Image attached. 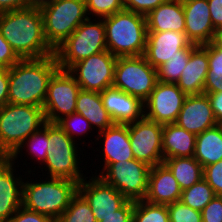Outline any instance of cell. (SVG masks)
<instances>
[{
    "label": "cell",
    "instance_id": "1",
    "mask_svg": "<svg viewBox=\"0 0 222 222\" xmlns=\"http://www.w3.org/2000/svg\"><path fill=\"white\" fill-rule=\"evenodd\" d=\"M2 36L21 59H39L54 55L44 36L40 8L28 7L0 13Z\"/></svg>",
    "mask_w": 222,
    "mask_h": 222
},
{
    "label": "cell",
    "instance_id": "2",
    "mask_svg": "<svg viewBox=\"0 0 222 222\" xmlns=\"http://www.w3.org/2000/svg\"><path fill=\"white\" fill-rule=\"evenodd\" d=\"M58 69L55 55L21 59L9 68L8 103L43 107L49 80Z\"/></svg>",
    "mask_w": 222,
    "mask_h": 222
},
{
    "label": "cell",
    "instance_id": "3",
    "mask_svg": "<svg viewBox=\"0 0 222 222\" xmlns=\"http://www.w3.org/2000/svg\"><path fill=\"white\" fill-rule=\"evenodd\" d=\"M107 50L115 57L144 55L147 40L145 15L122 10L103 18Z\"/></svg>",
    "mask_w": 222,
    "mask_h": 222
},
{
    "label": "cell",
    "instance_id": "4",
    "mask_svg": "<svg viewBox=\"0 0 222 222\" xmlns=\"http://www.w3.org/2000/svg\"><path fill=\"white\" fill-rule=\"evenodd\" d=\"M34 182H23L22 206L57 221L78 192V183L54 177Z\"/></svg>",
    "mask_w": 222,
    "mask_h": 222
},
{
    "label": "cell",
    "instance_id": "5",
    "mask_svg": "<svg viewBox=\"0 0 222 222\" xmlns=\"http://www.w3.org/2000/svg\"><path fill=\"white\" fill-rule=\"evenodd\" d=\"M45 123L42 107L7 103L0 108V150L9 158Z\"/></svg>",
    "mask_w": 222,
    "mask_h": 222
},
{
    "label": "cell",
    "instance_id": "6",
    "mask_svg": "<svg viewBox=\"0 0 222 222\" xmlns=\"http://www.w3.org/2000/svg\"><path fill=\"white\" fill-rule=\"evenodd\" d=\"M83 21L55 50L59 69L68 70L74 63L107 50L103 18Z\"/></svg>",
    "mask_w": 222,
    "mask_h": 222
},
{
    "label": "cell",
    "instance_id": "7",
    "mask_svg": "<svg viewBox=\"0 0 222 222\" xmlns=\"http://www.w3.org/2000/svg\"><path fill=\"white\" fill-rule=\"evenodd\" d=\"M44 36L55 50L88 16L85 0H53L40 8Z\"/></svg>",
    "mask_w": 222,
    "mask_h": 222
},
{
    "label": "cell",
    "instance_id": "8",
    "mask_svg": "<svg viewBox=\"0 0 222 222\" xmlns=\"http://www.w3.org/2000/svg\"><path fill=\"white\" fill-rule=\"evenodd\" d=\"M48 140L47 156L44 162L46 165L44 169L48 170L49 174L47 177L65 178L79 184L85 176L81 173L83 171H80L76 141L71 139L56 123L49 122Z\"/></svg>",
    "mask_w": 222,
    "mask_h": 222
},
{
    "label": "cell",
    "instance_id": "9",
    "mask_svg": "<svg viewBox=\"0 0 222 222\" xmlns=\"http://www.w3.org/2000/svg\"><path fill=\"white\" fill-rule=\"evenodd\" d=\"M157 82V69L144 55L117 57L113 87L145 102Z\"/></svg>",
    "mask_w": 222,
    "mask_h": 222
},
{
    "label": "cell",
    "instance_id": "10",
    "mask_svg": "<svg viewBox=\"0 0 222 222\" xmlns=\"http://www.w3.org/2000/svg\"><path fill=\"white\" fill-rule=\"evenodd\" d=\"M99 176L104 182L113 186L127 200H144L151 167L136 159L108 164L102 167ZM105 174H104V172Z\"/></svg>",
    "mask_w": 222,
    "mask_h": 222
},
{
    "label": "cell",
    "instance_id": "11",
    "mask_svg": "<svg viewBox=\"0 0 222 222\" xmlns=\"http://www.w3.org/2000/svg\"><path fill=\"white\" fill-rule=\"evenodd\" d=\"M81 90L75 78L67 71L58 69L48 83L43 110L46 122L57 123L76 112V99Z\"/></svg>",
    "mask_w": 222,
    "mask_h": 222
},
{
    "label": "cell",
    "instance_id": "12",
    "mask_svg": "<svg viewBox=\"0 0 222 222\" xmlns=\"http://www.w3.org/2000/svg\"><path fill=\"white\" fill-rule=\"evenodd\" d=\"M116 60L106 50L74 63L67 71L82 90L103 92L113 86Z\"/></svg>",
    "mask_w": 222,
    "mask_h": 222
},
{
    "label": "cell",
    "instance_id": "13",
    "mask_svg": "<svg viewBox=\"0 0 222 222\" xmlns=\"http://www.w3.org/2000/svg\"><path fill=\"white\" fill-rule=\"evenodd\" d=\"M128 134L134 159L150 167L163 163V125L143 117L128 124Z\"/></svg>",
    "mask_w": 222,
    "mask_h": 222
},
{
    "label": "cell",
    "instance_id": "14",
    "mask_svg": "<svg viewBox=\"0 0 222 222\" xmlns=\"http://www.w3.org/2000/svg\"><path fill=\"white\" fill-rule=\"evenodd\" d=\"M186 97L177 84L158 81L144 102V117L161 125L175 123Z\"/></svg>",
    "mask_w": 222,
    "mask_h": 222
},
{
    "label": "cell",
    "instance_id": "15",
    "mask_svg": "<svg viewBox=\"0 0 222 222\" xmlns=\"http://www.w3.org/2000/svg\"><path fill=\"white\" fill-rule=\"evenodd\" d=\"M86 180V181H85ZM78 184V192L89 203L97 222L120 209L128 200L99 176L85 178Z\"/></svg>",
    "mask_w": 222,
    "mask_h": 222
},
{
    "label": "cell",
    "instance_id": "16",
    "mask_svg": "<svg viewBox=\"0 0 222 222\" xmlns=\"http://www.w3.org/2000/svg\"><path fill=\"white\" fill-rule=\"evenodd\" d=\"M186 33L176 31H147L144 57L155 69L175 55H180L183 48H195Z\"/></svg>",
    "mask_w": 222,
    "mask_h": 222
},
{
    "label": "cell",
    "instance_id": "17",
    "mask_svg": "<svg viewBox=\"0 0 222 222\" xmlns=\"http://www.w3.org/2000/svg\"><path fill=\"white\" fill-rule=\"evenodd\" d=\"M185 16V33L195 45H206L213 41L214 28L207 0H182Z\"/></svg>",
    "mask_w": 222,
    "mask_h": 222
},
{
    "label": "cell",
    "instance_id": "18",
    "mask_svg": "<svg viewBox=\"0 0 222 222\" xmlns=\"http://www.w3.org/2000/svg\"><path fill=\"white\" fill-rule=\"evenodd\" d=\"M175 123L195 135L218 125L207 94L187 96Z\"/></svg>",
    "mask_w": 222,
    "mask_h": 222
},
{
    "label": "cell",
    "instance_id": "19",
    "mask_svg": "<svg viewBox=\"0 0 222 222\" xmlns=\"http://www.w3.org/2000/svg\"><path fill=\"white\" fill-rule=\"evenodd\" d=\"M104 108L115 124L127 125L144 117V102L115 87L100 92Z\"/></svg>",
    "mask_w": 222,
    "mask_h": 222
},
{
    "label": "cell",
    "instance_id": "20",
    "mask_svg": "<svg viewBox=\"0 0 222 222\" xmlns=\"http://www.w3.org/2000/svg\"><path fill=\"white\" fill-rule=\"evenodd\" d=\"M14 166L10 158L0 162V222H8L22 206L24 179L13 174Z\"/></svg>",
    "mask_w": 222,
    "mask_h": 222
},
{
    "label": "cell",
    "instance_id": "21",
    "mask_svg": "<svg viewBox=\"0 0 222 222\" xmlns=\"http://www.w3.org/2000/svg\"><path fill=\"white\" fill-rule=\"evenodd\" d=\"M181 193L178 181L163 163L151 167L145 201L168 205L180 201Z\"/></svg>",
    "mask_w": 222,
    "mask_h": 222
},
{
    "label": "cell",
    "instance_id": "22",
    "mask_svg": "<svg viewBox=\"0 0 222 222\" xmlns=\"http://www.w3.org/2000/svg\"><path fill=\"white\" fill-rule=\"evenodd\" d=\"M208 69V44L197 45L190 53L177 86L187 96L202 94Z\"/></svg>",
    "mask_w": 222,
    "mask_h": 222
},
{
    "label": "cell",
    "instance_id": "23",
    "mask_svg": "<svg viewBox=\"0 0 222 222\" xmlns=\"http://www.w3.org/2000/svg\"><path fill=\"white\" fill-rule=\"evenodd\" d=\"M147 31H176L185 33L182 0H166L146 16Z\"/></svg>",
    "mask_w": 222,
    "mask_h": 222
},
{
    "label": "cell",
    "instance_id": "24",
    "mask_svg": "<svg viewBox=\"0 0 222 222\" xmlns=\"http://www.w3.org/2000/svg\"><path fill=\"white\" fill-rule=\"evenodd\" d=\"M102 136L104 141V153L102 155L104 166L112 163L133 160V153L128 134V124H114L106 130L98 132L97 137Z\"/></svg>",
    "mask_w": 222,
    "mask_h": 222
},
{
    "label": "cell",
    "instance_id": "25",
    "mask_svg": "<svg viewBox=\"0 0 222 222\" xmlns=\"http://www.w3.org/2000/svg\"><path fill=\"white\" fill-rule=\"evenodd\" d=\"M194 133L186 131L176 123L163 125V159L172 157H193L196 145Z\"/></svg>",
    "mask_w": 222,
    "mask_h": 222
},
{
    "label": "cell",
    "instance_id": "26",
    "mask_svg": "<svg viewBox=\"0 0 222 222\" xmlns=\"http://www.w3.org/2000/svg\"><path fill=\"white\" fill-rule=\"evenodd\" d=\"M76 113L84 116L93 128H98V132L115 124L104 108L100 92L81 89L76 99Z\"/></svg>",
    "mask_w": 222,
    "mask_h": 222
},
{
    "label": "cell",
    "instance_id": "27",
    "mask_svg": "<svg viewBox=\"0 0 222 222\" xmlns=\"http://www.w3.org/2000/svg\"><path fill=\"white\" fill-rule=\"evenodd\" d=\"M193 157L203 168L222 160V125L218 124L196 136Z\"/></svg>",
    "mask_w": 222,
    "mask_h": 222
},
{
    "label": "cell",
    "instance_id": "28",
    "mask_svg": "<svg viewBox=\"0 0 222 222\" xmlns=\"http://www.w3.org/2000/svg\"><path fill=\"white\" fill-rule=\"evenodd\" d=\"M163 164L171 171L182 191L203 178V167L194 157H172L165 159Z\"/></svg>",
    "mask_w": 222,
    "mask_h": 222
},
{
    "label": "cell",
    "instance_id": "29",
    "mask_svg": "<svg viewBox=\"0 0 222 222\" xmlns=\"http://www.w3.org/2000/svg\"><path fill=\"white\" fill-rule=\"evenodd\" d=\"M208 73L203 93L222 92V50L208 43Z\"/></svg>",
    "mask_w": 222,
    "mask_h": 222
},
{
    "label": "cell",
    "instance_id": "30",
    "mask_svg": "<svg viewBox=\"0 0 222 222\" xmlns=\"http://www.w3.org/2000/svg\"><path fill=\"white\" fill-rule=\"evenodd\" d=\"M216 196L212 187L202 178L199 182L182 191L180 201L194 210L202 211Z\"/></svg>",
    "mask_w": 222,
    "mask_h": 222
},
{
    "label": "cell",
    "instance_id": "31",
    "mask_svg": "<svg viewBox=\"0 0 222 222\" xmlns=\"http://www.w3.org/2000/svg\"><path fill=\"white\" fill-rule=\"evenodd\" d=\"M48 142V122H46L39 130L33 132L27 139H25L21 146L9 158L12 161H16L18 154L20 155L22 152V148L27 146V149L29 150L28 155L32 156L33 154V158L38 162L44 163L47 156Z\"/></svg>",
    "mask_w": 222,
    "mask_h": 222
},
{
    "label": "cell",
    "instance_id": "32",
    "mask_svg": "<svg viewBox=\"0 0 222 222\" xmlns=\"http://www.w3.org/2000/svg\"><path fill=\"white\" fill-rule=\"evenodd\" d=\"M194 48H183L180 55H175L157 68L158 81L176 84L187 65L190 53Z\"/></svg>",
    "mask_w": 222,
    "mask_h": 222
},
{
    "label": "cell",
    "instance_id": "33",
    "mask_svg": "<svg viewBox=\"0 0 222 222\" xmlns=\"http://www.w3.org/2000/svg\"><path fill=\"white\" fill-rule=\"evenodd\" d=\"M56 222H97L89 203L77 192Z\"/></svg>",
    "mask_w": 222,
    "mask_h": 222
},
{
    "label": "cell",
    "instance_id": "34",
    "mask_svg": "<svg viewBox=\"0 0 222 222\" xmlns=\"http://www.w3.org/2000/svg\"><path fill=\"white\" fill-rule=\"evenodd\" d=\"M132 222H170L167 205L135 201Z\"/></svg>",
    "mask_w": 222,
    "mask_h": 222
},
{
    "label": "cell",
    "instance_id": "35",
    "mask_svg": "<svg viewBox=\"0 0 222 222\" xmlns=\"http://www.w3.org/2000/svg\"><path fill=\"white\" fill-rule=\"evenodd\" d=\"M56 124L74 141L76 140L75 136H77V134L81 137L82 134L87 133L89 129L92 130L90 122L76 112L63 117Z\"/></svg>",
    "mask_w": 222,
    "mask_h": 222
},
{
    "label": "cell",
    "instance_id": "36",
    "mask_svg": "<svg viewBox=\"0 0 222 222\" xmlns=\"http://www.w3.org/2000/svg\"><path fill=\"white\" fill-rule=\"evenodd\" d=\"M87 15L104 18L124 10L123 0H85Z\"/></svg>",
    "mask_w": 222,
    "mask_h": 222
},
{
    "label": "cell",
    "instance_id": "37",
    "mask_svg": "<svg viewBox=\"0 0 222 222\" xmlns=\"http://www.w3.org/2000/svg\"><path fill=\"white\" fill-rule=\"evenodd\" d=\"M170 222H202L200 211L183 204L181 201L167 205Z\"/></svg>",
    "mask_w": 222,
    "mask_h": 222
},
{
    "label": "cell",
    "instance_id": "38",
    "mask_svg": "<svg viewBox=\"0 0 222 222\" xmlns=\"http://www.w3.org/2000/svg\"><path fill=\"white\" fill-rule=\"evenodd\" d=\"M203 178L216 195L222 196V160L203 168Z\"/></svg>",
    "mask_w": 222,
    "mask_h": 222
},
{
    "label": "cell",
    "instance_id": "39",
    "mask_svg": "<svg viewBox=\"0 0 222 222\" xmlns=\"http://www.w3.org/2000/svg\"><path fill=\"white\" fill-rule=\"evenodd\" d=\"M202 222H222V196L216 195L201 211Z\"/></svg>",
    "mask_w": 222,
    "mask_h": 222
},
{
    "label": "cell",
    "instance_id": "40",
    "mask_svg": "<svg viewBox=\"0 0 222 222\" xmlns=\"http://www.w3.org/2000/svg\"><path fill=\"white\" fill-rule=\"evenodd\" d=\"M166 0H123L125 10L147 15Z\"/></svg>",
    "mask_w": 222,
    "mask_h": 222
},
{
    "label": "cell",
    "instance_id": "41",
    "mask_svg": "<svg viewBox=\"0 0 222 222\" xmlns=\"http://www.w3.org/2000/svg\"><path fill=\"white\" fill-rule=\"evenodd\" d=\"M20 60L21 58L16 54L0 31V67L9 69Z\"/></svg>",
    "mask_w": 222,
    "mask_h": 222
},
{
    "label": "cell",
    "instance_id": "42",
    "mask_svg": "<svg viewBox=\"0 0 222 222\" xmlns=\"http://www.w3.org/2000/svg\"><path fill=\"white\" fill-rule=\"evenodd\" d=\"M8 222H56L52 218L41 213L30 211L21 206L9 219Z\"/></svg>",
    "mask_w": 222,
    "mask_h": 222
},
{
    "label": "cell",
    "instance_id": "43",
    "mask_svg": "<svg viewBox=\"0 0 222 222\" xmlns=\"http://www.w3.org/2000/svg\"><path fill=\"white\" fill-rule=\"evenodd\" d=\"M134 201L128 200L120 209L99 222H132Z\"/></svg>",
    "mask_w": 222,
    "mask_h": 222
},
{
    "label": "cell",
    "instance_id": "44",
    "mask_svg": "<svg viewBox=\"0 0 222 222\" xmlns=\"http://www.w3.org/2000/svg\"><path fill=\"white\" fill-rule=\"evenodd\" d=\"M211 21L216 30L222 29V0H207Z\"/></svg>",
    "mask_w": 222,
    "mask_h": 222
},
{
    "label": "cell",
    "instance_id": "45",
    "mask_svg": "<svg viewBox=\"0 0 222 222\" xmlns=\"http://www.w3.org/2000/svg\"><path fill=\"white\" fill-rule=\"evenodd\" d=\"M9 69L0 67V108L8 103Z\"/></svg>",
    "mask_w": 222,
    "mask_h": 222
},
{
    "label": "cell",
    "instance_id": "46",
    "mask_svg": "<svg viewBox=\"0 0 222 222\" xmlns=\"http://www.w3.org/2000/svg\"><path fill=\"white\" fill-rule=\"evenodd\" d=\"M205 94L210 100L217 123L222 125V92Z\"/></svg>",
    "mask_w": 222,
    "mask_h": 222
},
{
    "label": "cell",
    "instance_id": "47",
    "mask_svg": "<svg viewBox=\"0 0 222 222\" xmlns=\"http://www.w3.org/2000/svg\"><path fill=\"white\" fill-rule=\"evenodd\" d=\"M29 7V0H0V13Z\"/></svg>",
    "mask_w": 222,
    "mask_h": 222
},
{
    "label": "cell",
    "instance_id": "48",
    "mask_svg": "<svg viewBox=\"0 0 222 222\" xmlns=\"http://www.w3.org/2000/svg\"><path fill=\"white\" fill-rule=\"evenodd\" d=\"M53 0H29V7L41 8Z\"/></svg>",
    "mask_w": 222,
    "mask_h": 222
},
{
    "label": "cell",
    "instance_id": "49",
    "mask_svg": "<svg viewBox=\"0 0 222 222\" xmlns=\"http://www.w3.org/2000/svg\"><path fill=\"white\" fill-rule=\"evenodd\" d=\"M212 42L222 50V29L216 31Z\"/></svg>",
    "mask_w": 222,
    "mask_h": 222
},
{
    "label": "cell",
    "instance_id": "50",
    "mask_svg": "<svg viewBox=\"0 0 222 222\" xmlns=\"http://www.w3.org/2000/svg\"><path fill=\"white\" fill-rule=\"evenodd\" d=\"M8 158L1 150H0V162Z\"/></svg>",
    "mask_w": 222,
    "mask_h": 222
}]
</instances>
